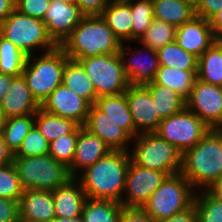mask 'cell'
<instances>
[{"instance_id": "obj_33", "label": "cell", "mask_w": 222, "mask_h": 222, "mask_svg": "<svg viewBox=\"0 0 222 222\" xmlns=\"http://www.w3.org/2000/svg\"><path fill=\"white\" fill-rule=\"evenodd\" d=\"M159 65L181 70H198V58L182 49L176 41L157 50Z\"/></svg>"}, {"instance_id": "obj_21", "label": "cell", "mask_w": 222, "mask_h": 222, "mask_svg": "<svg viewBox=\"0 0 222 222\" xmlns=\"http://www.w3.org/2000/svg\"><path fill=\"white\" fill-rule=\"evenodd\" d=\"M77 185V186H76ZM56 217L73 218L82 215L87 196L77 177L52 192Z\"/></svg>"}, {"instance_id": "obj_6", "label": "cell", "mask_w": 222, "mask_h": 222, "mask_svg": "<svg viewBox=\"0 0 222 222\" xmlns=\"http://www.w3.org/2000/svg\"><path fill=\"white\" fill-rule=\"evenodd\" d=\"M134 140V151L129 153L134 164L169 176L181 173L183 153L156 132L139 134Z\"/></svg>"}, {"instance_id": "obj_28", "label": "cell", "mask_w": 222, "mask_h": 222, "mask_svg": "<svg viewBox=\"0 0 222 222\" xmlns=\"http://www.w3.org/2000/svg\"><path fill=\"white\" fill-rule=\"evenodd\" d=\"M144 86L149 90L155 104L156 114L161 120L182 111L186 107V100L170 88L153 82Z\"/></svg>"}, {"instance_id": "obj_46", "label": "cell", "mask_w": 222, "mask_h": 222, "mask_svg": "<svg viewBox=\"0 0 222 222\" xmlns=\"http://www.w3.org/2000/svg\"><path fill=\"white\" fill-rule=\"evenodd\" d=\"M156 222H198L195 204L193 203L189 208L169 217Z\"/></svg>"}, {"instance_id": "obj_8", "label": "cell", "mask_w": 222, "mask_h": 222, "mask_svg": "<svg viewBox=\"0 0 222 222\" xmlns=\"http://www.w3.org/2000/svg\"><path fill=\"white\" fill-rule=\"evenodd\" d=\"M0 35L26 56H33V49L37 47L44 48L45 52L57 47L49 37L42 20L24 15L15 9L0 23Z\"/></svg>"}, {"instance_id": "obj_35", "label": "cell", "mask_w": 222, "mask_h": 222, "mask_svg": "<svg viewBox=\"0 0 222 222\" xmlns=\"http://www.w3.org/2000/svg\"><path fill=\"white\" fill-rule=\"evenodd\" d=\"M176 30V26L154 18L139 42H141L143 46L158 50L176 41Z\"/></svg>"}, {"instance_id": "obj_4", "label": "cell", "mask_w": 222, "mask_h": 222, "mask_svg": "<svg viewBox=\"0 0 222 222\" xmlns=\"http://www.w3.org/2000/svg\"><path fill=\"white\" fill-rule=\"evenodd\" d=\"M23 190L54 191L73 177L69 168L49 154L33 157H13Z\"/></svg>"}, {"instance_id": "obj_31", "label": "cell", "mask_w": 222, "mask_h": 222, "mask_svg": "<svg viewBox=\"0 0 222 222\" xmlns=\"http://www.w3.org/2000/svg\"><path fill=\"white\" fill-rule=\"evenodd\" d=\"M34 125L35 114L7 118L1 135L13 155L21 147L24 138Z\"/></svg>"}, {"instance_id": "obj_41", "label": "cell", "mask_w": 222, "mask_h": 222, "mask_svg": "<svg viewBox=\"0 0 222 222\" xmlns=\"http://www.w3.org/2000/svg\"><path fill=\"white\" fill-rule=\"evenodd\" d=\"M51 0H18L15 3V10L40 20L44 19L46 11L50 7Z\"/></svg>"}, {"instance_id": "obj_57", "label": "cell", "mask_w": 222, "mask_h": 222, "mask_svg": "<svg viewBox=\"0 0 222 222\" xmlns=\"http://www.w3.org/2000/svg\"><path fill=\"white\" fill-rule=\"evenodd\" d=\"M14 4L18 1V0H11Z\"/></svg>"}, {"instance_id": "obj_40", "label": "cell", "mask_w": 222, "mask_h": 222, "mask_svg": "<svg viewBox=\"0 0 222 222\" xmlns=\"http://www.w3.org/2000/svg\"><path fill=\"white\" fill-rule=\"evenodd\" d=\"M49 154V142L34 125L24 138L14 157H33Z\"/></svg>"}, {"instance_id": "obj_23", "label": "cell", "mask_w": 222, "mask_h": 222, "mask_svg": "<svg viewBox=\"0 0 222 222\" xmlns=\"http://www.w3.org/2000/svg\"><path fill=\"white\" fill-rule=\"evenodd\" d=\"M100 15L121 43L126 40L132 41L133 21L130 0L126 2L110 1Z\"/></svg>"}, {"instance_id": "obj_5", "label": "cell", "mask_w": 222, "mask_h": 222, "mask_svg": "<svg viewBox=\"0 0 222 222\" xmlns=\"http://www.w3.org/2000/svg\"><path fill=\"white\" fill-rule=\"evenodd\" d=\"M32 58L35 57L32 55L27 57L22 76L25 78L32 96L41 105L62 83L64 67L69 58L60 46L44 52L34 61Z\"/></svg>"}, {"instance_id": "obj_9", "label": "cell", "mask_w": 222, "mask_h": 222, "mask_svg": "<svg viewBox=\"0 0 222 222\" xmlns=\"http://www.w3.org/2000/svg\"><path fill=\"white\" fill-rule=\"evenodd\" d=\"M93 83L97 97L123 94L129 86L119 53L77 60Z\"/></svg>"}, {"instance_id": "obj_48", "label": "cell", "mask_w": 222, "mask_h": 222, "mask_svg": "<svg viewBox=\"0 0 222 222\" xmlns=\"http://www.w3.org/2000/svg\"><path fill=\"white\" fill-rule=\"evenodd\" d=\"M13 153L7 148V145L0 133V166L13 162Z\"/></svg>"}, {"instance_id": "obj_56", "label": "cell", "mask_w": 222, "mask_h": 222, "mask_svg": "<svg viewBox=\"0 0 222 222\" xmlns=\"http://www.w3.org/2000/svg\"><path fill=\"white\" fill-rule=\"evenodd\" d=\"M111 1H123V2H126V1H129V0H111Z\"/></svg>"}, {"instance_id": "obj_11", "label": "cell", "mask_w": 222, "mask_h": 222, "mask_svg": "<svg viewBox=\"0 0 222 222\" xmlns=\"http://www.w3.org/2000/svg\"><path fill=\"white\" fill-rule=\"evenodd\" d=\"M186 107L208 127L220 128L222 126V87L197 78L186 100Z\"/></svg>"}, {"instance_id": "obj_30", "label": "cell", "mask_w": 222, "mask_h": 222, "mask_svg": "<svg viewBox=\"0 0 222 222\" xmlns=\"http://www.w3.org/2000/svg\"><path fill=\"white\" fill-rule=\"evenodd\" d=\"M35 126L50 143L60 136L72 134L80 125L72 119L56 116L39 108L35 114Z\"/></svg>"}, {"instance_id": "obj_7", "label": "cell", "mask_w": 222, "mask_h": 222, "mask_svg": "<svg viewBox=\"0 0 222 222\" xmlns=\"http://www.w3.org/2000/svg\"><path fill=\"white\" fill-rule=\"evenodd\" d=\"M181 173L168 176L148 198L142 209L156 222L169 218L193 203L195 188Z\"/></svg>"}, {"instance_id": "obj_17", "label": "cell", "mask_w": 222, "mask_h": 222, "mask_svg": "<svg viewBox=\"0 0 222 222\" xmlns=\"http://www.w3.org/2000/svg\"><path fill=\"white\" fill-rule=\"evenodd\" d=\"M84 127L97 135L111 150L128 151L126 145L133 139L123 128L94 105L90 106Z\"/></svg>"}, {"instance_id": "obj_45", "label": "cell", "mask_w": 222, "mask_h": 222, "mask_svg": "<svg viewBox=\"0 0 222 222\" xmlns=\"http://www.w3.org/2000/svg\"><path fill=\"white\" fill-rule=\"evenodd\" d=\"M111 0H75L85 15H100Z\"/></svg>"}, {"instance_id": "obj_14", "label": "cell", "mask_w": 222, "mask_h": 222, "mask_svg": "<svg viewBox=\"0 0 222 222\" xmlns=\"http://www.w3.org/2000/svg\"><path fill=\"white\" fill-rule=\"evenodd\" d=\"M124 93L134 121L135 137L156 132L161 119L156 114L149 90L144 85H129Z\"/></svg>"}, {"instance_id": "obj_32", "label": "cell", "mask_w": 222, "mask_h": 222, "mask_svg": "<svg viewBox=\"0 0 222 222\" xmlns=\"http://www.w3.org/2000/svg\"><path fill=\"white\" fill-rule=\"evenodd\" d=\"M124 206L111 200H93L87 198L83 205L84 222H118Z\"/></svg>"}, {"instance_id": "obj_52", "label": "cell", "mask_w": 222, "mask_h": 222, "mask_svg": "<svg viewBox=\"0 0 222 222\" xmlns=\"http://www.w3.org/2000/svg\"><path fill=\"white\" fill-rule=\"evenodd\" d=\"M51 222H84L82 215L73 218L55 217Z\"/></svg>"}, {"instance_id": "obj_34", "label": "cell", "mask_w": 222, "mask_h": 222, "mask_svg": "<svg viewBox=\"0 0 222 222\" xmlns=\"http://www.w3.org/2000/svg\"><path fill=\"white\" fill-rule=\"evenodd\" d=\"M27 57L14 44L0 35V73L11 77L22 75Z\"/></svg>"}, {"instance_id": "obj_16", "label": "cell", "mask_w": 222, "mask_h": 222, "mask_svg": "<svg viewBox=\"0 0 222 222\" xmlns=\"http://www.w3.org/2000/svg\"><path fill=\"white\" fill-rule=\"evenodd\" d=\"M176 42L182 49L199 58L216 40L210 22L195 16L177 27Z\"/></svg>"}, {"instance_id": "obj_13", "label": "cell", "mask_w": 222, "mask_h": 222, "mask_svg": "<svg viewBox=\"0 0 222 222\" xmlns=\"http://www.w3.org/2000/svg\"><path fill=\"white\" fill-rule=\"evenodd\" d=\"M85 14L73 3L50 1V7L42 20L52 41L61 46L80 23Z\"/></svg>"}, {"instance_id": "obj_26", "label": "cell", "mask_w": 222, "mask_h": 222, "mask_svg": "<svg viewBox=\"0 0 222 222\" xmlns=\"http://www.w3.org/2000/svg\"><path fill=\"white\" fill-rule=\"evenodd\" d=\"M62 84L85 99L91 106L95 104L98 98L93 83L83 66L76 60H67L63 71Z\"/></svg>"}, {"instance_id": "obj_54", "label": "cell", "mask_w": 222, "mask_h": 222, "mask_svg": "<svg viewBox=\"0 0 222 222\" xmlns=\"http://www.w3.org/2000/svg\"><path fill=\"white\" fill-rule=\"evenodd\" d=\"M183 1L191 5L194 9H196L201 0H183Z\"/></svg>"}, {"instance_id": "obj_24", "label": "cell", "mask_w": 222, "mask_h": 222, "mask_svg": "<svg viewBox=\"0 0 222 222\" xmlns=\"http://www.w3.org/2000/svg\"><path fill=\"white\" fill-rule=\"evenodd\" d=\"M94 106L103 114L110 117L123 128L132 138H135L134 121L129 109L125 93L114 96L97 98Z\"/></svg>"}, {"instance_id": "obj_1", "label": "cell", "mask_w": 222, "mask_h": 222, "mask_svg": "<svg viewBox=\"0 0 222 222\" xmlns=\"http://www.w3.org/2000/svg\"><path fill=\"white\" fill-rule=\"evenodd\" d=\"M130 162L129 151L112 150L82 171L77 180L87 198L121 203Z\"/></svg>"}, {"instance_id": "obj_44", "label": "cell", "mask_w": 222, "mask_h": 222, "mask_svg": "<svg viewBox=\"0 0 222 222\" xmlns=\"http://www.w3.org/2000/svg\"><path fill=\"white\" fill-rule=\"evenodd\" d=\"M118 222H155L142 208L123 207Z\"/></svg>"}, {"instance_id": "obj_3", "label": "cell", "mask_w": 222, "mask_h": 222, "mask_svg": "<svg viewBox=\"0 0 222 222\" xmlns=\"http://www.w3.org/2000/svg\"><path fill=\"white\" fill-rule=\"evenodd\" d=\"M121 42L101 15H85L60 46L72 60L119 53Z\"/></svg>"}, {"instance_id": "obj_50", "label": "cell", "mask_w": 222, "mask_h": 222, "mask_svg": "<svg viewBox=\"0 0 222 222\" xmlns=\"http://www.w3.org/2000/svg\"><path fill=\"white\" fill-rule=\"evenodd\" d=\"M11 85V76L0 73V105Z\"/></svg>"}, {"instance_id": "obj_29", "label": "cell", "mask_w": 222, "mask_h": 222, "mask_svg": "<svg viewBox=\"0 0 222 222\" xmlns=\"http://www.w3.org/2000/svg\"><path fill=\"white\" fill-rule=\"evenodd\" d=\"M197 78L222 87V41H216L198 58Z\"/></svg>"}, {"instance_id": "obj_15", "label": "cell", "mask_w": 222, "mask_h": 222, "mask_svg": "<svg viewBox=\"0 0 222 222\" xmlns=\"http://www.w3.org/2000/svg\"><path fill=\"white\" fill-rule=\"evenodd\" d=\"M90 104L79 97L71 89L62 83L42 102L40 108L45 112L74 120L80 126H84Z\"/></svg>"}, {"instance_id": "obj_22", "label": "cell", "mask_w": 222, "mask_h": 222, "mask_svg": "<svg viewBox=\"0 0 222 222\" xmlns=\"http://www.w3.org/2000/svg\"><path fill=\"white\" fill-rule=\"evenodd\" d=\"M125 48L126 47L124 46V43H122L119 56L122 60L125 76L129 82V85H145L149 82H152L159 68L157 50L144 46L145 51H147V53H149L152 58H150L151 61L149 60V62H145L143 60L141 62L135 57L138 56V54L136 51L133 52V50H131V54L135 56L130 55V58L126 60L125 58H127V51ZM125 61H127V63Z\"/></svg>"}, {"instance_id": "obj_27", "label": "cell", "mask_w": 222, "mask_h": 222, "mask_svg": "<svg viewBox=\"0 0 222 222\" xmlns=\"http://www.w3.org/2000/svg\"><path fill=\"white\" fill-rule=\"evenodd\" d=\"M154 18L176 27L192 20L195 9L183 0H152Z\"/></svg>"}, {"instance_id": "obj_2", "label": "cell", "mask_w": 222, "mask_h": 222, "mask_svg": "<svg viewBox=\"0 0 222 222\" xmlns=\"http://www.w3.org/2000/svg\"><path fill=\"white\" fill-rule=\"evenodd\" d=\"M181 174L193 188L208 189L222 179V129H210L182 156Z\"/></svg>"}, {"instance_id": "obj_42", "label": "cell", "mask_w": 222, "mask_h": 222, "mask_svg": "<svg viewBox=\"0 0 222 222\" xmlns=\"http://www.w3.org/2000/svg\"><path fill=\"white\" fill-rule=\"evenodd\" d=\"M0 222H20L19 202L0 197Z\"/></svg>"}, {"instance_id": "obj_51", "label": "cell", "mask_w": 222, "mask_h": 222, "mask_svg": "<svg viewBox=\"0 0 222 222\" xmlns=\"http://www.w3.org/2000/svg\"><path fill=\"white\" fill-rule=\"evenodd\" d=\"M214 198L222 201V179L214 182L208 189H206Z\"/></svg>"}, {"instance_id": "obj_25", "label": "cell", "mask_w": 222, "mask_h": 222, "mask_svg": "<svg viewBox=\"0 0 222 222\" xmlns=\"http://www.w3.org/2000/svg\"><path fill=\"white\" fill-rule=\"evenodd\" d=\"M198 70H181L159 65L153 83L166 86L187 100L197 79Z\"/></svg>"}, {"instance_id": "obj_19", "label": "cell", "mask_w": 222, "mask_h": 222, "mask_svg": "<svg viewBox=\"0 0 222 222\" xmlns=\"http://www.w3.org/2000/svg\"><path fill=\"white\" fill-rule=\"evenodd\" d=\"M55 217L52 191H23L19 201L20 222H51Z\"/></svg>"}, {"instance_id": "obj_55", "label": "cell", "mask_w": 222, "mask_h": 222, "mask_svg": "<svg viewBox=\"0 0 222 222\" xmlns=\"http://www.w3.org/2000/svg\"><path fill=\"white\" fill-rule=\"evenodd\" d=\"M56 1L63 2V3H73V2H75V0H56Z\"/></svg>"}, {"instance_id": "obj_53", "label": "cell", "mask_w": 222, "mask_h": 222, "mask_svg": "<svg viewBox=\"0 0 222 222\" xmlns=\"http://www.w3.org/2000/svg\"><path fill=\"white\" fill-rule=\"evenodd\" d=\"M6 121H7V117H6L3 109L0 106V133H1L2 128L5 125Z\"/></svg>"}, {"instance_id": "obj_18", "label": "cell", "mask_w": 222, "mask_h": 222, "mask_svg": "<svg viewBox=\"0 0 222 222\" xmlns=\"http://www.w3.org/2000/svg\"><path fill=\"white\" fill-rule=\"evenodd\" d=\"M110 151H112L111 148L97 135L91 133L84 126H79L75 154L69 167L71 176L78 177L76 174L78 169L85 170Z\"/></svg>"}, {"instance_id": "obj_39", "label": "cell", "mask_w": 222, "mask_h": 222, "mask_svg": "<svg viewBox=\"0 0 222 222\" xmlns=\"http://www.w3.org/2000/svg\"><path fill=\"white\" fill-rule=\"evenodd\" d=\"M23 191L13 163L0 166V197L19 202Z\"/></svg>"}, {"instance_id": "obj_47", "label": "cell", "mask_w": 222, "mask_h": 222, "mask_svg": "<svg viewBox=\"0 0 222 222\" xmlns=\"http://www.w3.org/2000/svg\"><path fill=\"white\" fill-rule=\"evenodd\" d=\"M210 27L212 28L216 41H222V10L214 15L210 20Z\"/></svg>"}, {"instance_id": "obj_37", "label": "cell", "mask_w": 222, "mask_h": 222, "mask_svg": "<svg viewBox=\"0 0 222 222\" xmlns=\"http://www.w3.org/2000/svg\"><path fill=\"white\" fill-rule=\"evenodd\" d=\"M194 204L198 222H222V201L207 190L195 195Z\"/></svg>"}, {"instance_id": "obj_49", "label": "cell", "mask_w": 222, "mask_h": 222, "mask_svg": "<svg viewBox=\"0 0 222 222\" xmlns=\"http://www.w3.org/2000/svg\"><path fill=\"white\" fill-rule=\"evenodd\" d=\"M15 9L11 0H0V23H2Z\"/></svg>"}, {"instance_id": "obj_20", "label": "cell", "mask_w": 222, "mask_h": 222, "mask_svg": "<svg viewBox=\"0 0 222 222\" xmlns=\"http://www.w3.org/2000/svg\"><path fill=\"white\" fill-rule=\"evenodd\" d=\"M0 106L7 118L36 114L40 108L22 75L11 77V85Z\"/></svg>"}, {"instance_id": "obj_38", "label": "cell", "mask_w": 222, "mask_h": 222, "mask_svg": "<svg viewBox=\"0 0 222 222\" xmlns=\"http://www.w3.org/2000/svg\"><path fill=\"white\" fill-rule=\"evenodd\" d=\"M78 138V128L68 135H63L49 143V155L63 163L68 168L71 166Z\"/></svg>"}, {"instance_id": "obj_43", "label": "cell", "mask_w": 222, "mask_h": 222, "mask_svg": "<svg viewBox=\"0 0 222 222\" xmlns=\"http://www.w3.org/2000/svg\"><path fill=\"white\" fill-rule=\"evenodd\" d=\"M222 10V0H201L195 9L196 16L210 20Z\"/></svg>"}, {"instance_id": "obj_12", "label": "cell", "mask_w": 222, "mask_h": 222, "mask_svg": "<svg viewBox=\"0 0 222 222\" xmlns=\"http://www.w3.org/2000/svg\"><path fill=\"white\" fill-rule=\"evenodd\" d=\"M168 176L165 172L142 168L131 161L124 188L127 199H121V204L127 208H142Z\"/></svg>"}, {"instance_id": "obj_36", "label": "cell", "mask_w": 222, "mask_h": 222, "mask_svg": "<svg viewBox=\"0 0 222 222\" xmlns=\"http://www.w3.org/2000/svg\"><path fill=\"white\" fill-rule=\"evenodd\" d=\"M130 0L132 41L140 40L154 19L152 0ZM134 2V3H133Z\"/></svg>"}, {"instance_id": "obj_10", "label": "cell", "mask_w": 222, "mask_h": 222, "mask_svg": "<svg viewBox=\"0 0 222 222\" xmlns=\"http://www.w3.org/2000/svg\"><path fill=\"white\" fill-rule=\"evenodd\" d=\"M195 113L187 107L161 120L156 133L180 152L194 147L210 130Z\"/></svg>"}]
</instances>
